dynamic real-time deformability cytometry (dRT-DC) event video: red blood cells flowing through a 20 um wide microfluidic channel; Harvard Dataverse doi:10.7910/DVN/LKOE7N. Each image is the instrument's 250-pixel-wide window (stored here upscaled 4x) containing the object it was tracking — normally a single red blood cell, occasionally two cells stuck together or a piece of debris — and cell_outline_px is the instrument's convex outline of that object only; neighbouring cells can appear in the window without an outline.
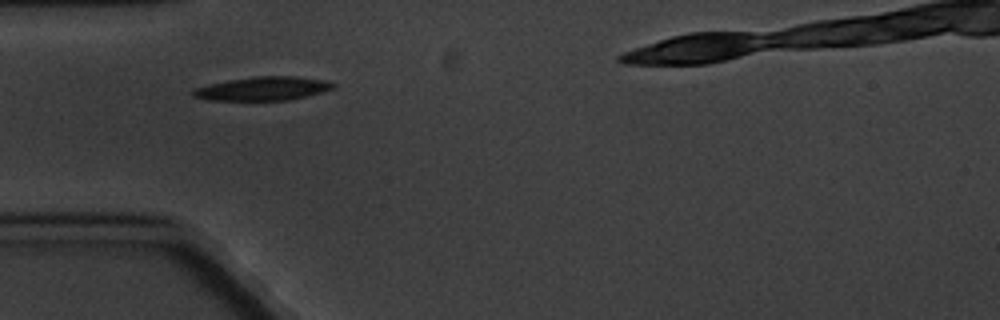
{"species": "common noctule bat (a hibernating species)", "species_latin": "Nyctalus noctula", "temperature_condition": "cold", "stored_images_in_passage": 1, "camera_frame_rate_fps": 3000, "um_per_image_px": 0.085, "animal": {"sex": "male", "body_mass_g": 20.1, "forearm_length_mm": 53.5}, "frame": {"image": 1, "passage_image": 1, "time_ms": 0.0, "image_size_px": [1000, 320], "cell_outline_px": [[336, 84], [332, 88], [320, 92], [288, 100], [212, 100], [192, 96], [192, 88], [228, 80], [252, 76], [296, 76], [328, 80]], "centroid_in_image_um": [22.33, 7.52], "position_along_channel_um": 62.7, "area_um2": 19.25}}